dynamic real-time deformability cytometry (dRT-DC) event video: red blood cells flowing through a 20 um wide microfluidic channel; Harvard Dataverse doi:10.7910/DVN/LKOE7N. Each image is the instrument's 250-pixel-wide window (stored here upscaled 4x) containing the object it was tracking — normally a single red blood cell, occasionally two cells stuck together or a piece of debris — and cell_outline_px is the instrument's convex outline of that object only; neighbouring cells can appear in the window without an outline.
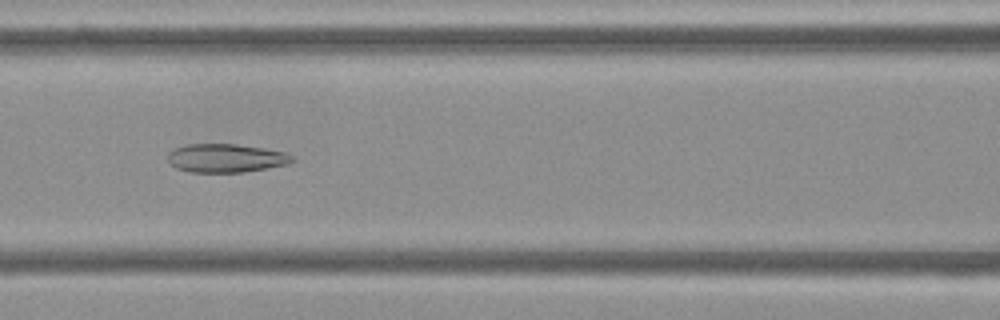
{"species": "Egyptian fruit bat (a non-hibernating species)", "species_latin": "Rousettus aegyptiacus", "temperature_condition": "cold", "stored_images_in_passage": 54, "camera_frame_rate_fps": 3000, "um_per_image_px": 0.085, "frame": {"image": 1, "passage_image": 23, "time_ms": 7.333, "image_size_px": [1000, 320], "cell_outline_px": [[296, 160], [288, 164], [244, 172], [188, 172], [176, 168], [168, 160], [168, 152], [176, 148], [188, 144], [236, 144], [264, 148], [284, 152], [292, 156]], "centroid_in_image_um": [19.21, 13.44], "position_along_channel_um": 147.4, "area_um2": 20.63}}
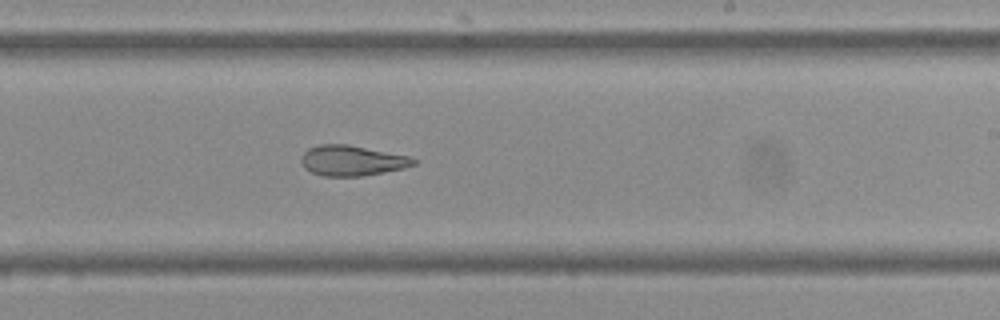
{"frame": {"image": 2, "passage_image": 32, "time_ms": 10.333, "image_size_px": [1000, 320], "cell_outline_px": [[420, 160], [416, 164], [404, 168], [384, 172], [360, 176], [324, 176], [312, 172], [304, 168], [300, 160], [300, 156], [308, 148], [320, 144], [348, 144], [412, 156]], "centroid_in_image_um": [29.95, 13.64], "position_along_channel_um": 259.0, "area_um2": 20.17}}
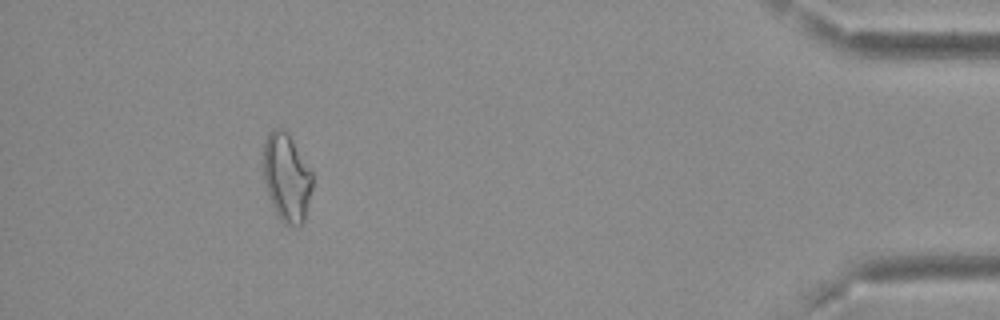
{"frame": {"image": 3, "passage_image": 49, "time_ms": 16.0, "image_size_px": [1000, 320], "cell_outline_px": [[312, 188], [304, 220], [296, 228], [288, 228], [280, 220], [272, 204], [264, 180], [264, 140], [268, 132], [272, 128], [284, 128], [288, 132], [312, 172]], "centroid_in_image_um": [24.37, 15.09], "position_along_channel_um": 410.8, "area_um2": 25.32}, "authors_computed_cell_mechanics": {"area_um2": 23.8714, "velocity_mm_per_s": 3.7315, "shape_relaxation_time_tau1_ms": null, "shape_relaxation_time_tau2_ms": 3.0504, "deformation_change_tau1": null, "deformation_change_tau2": 0.1182}}